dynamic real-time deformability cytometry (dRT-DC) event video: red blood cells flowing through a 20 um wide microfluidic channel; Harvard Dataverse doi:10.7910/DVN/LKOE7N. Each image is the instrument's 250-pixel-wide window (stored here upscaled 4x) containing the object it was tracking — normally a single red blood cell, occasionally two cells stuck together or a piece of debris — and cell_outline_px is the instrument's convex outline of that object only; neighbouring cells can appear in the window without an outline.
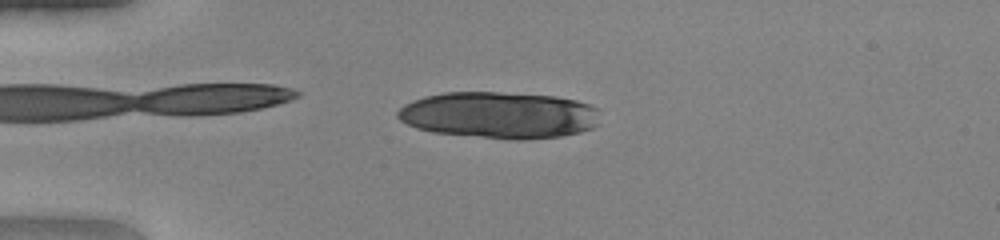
{"species": "human", "species_latin": "Homo sapiens", "temperature_condition": "warm", "stored_images_in_passage": 37, "camera_frame_rate_fps": 3000, "um_per_image_px": 0.085, "donor": {"sex": "female"}, "frame": {"image": 1, "passage_image": 11, "time_ms": 3.333, "image_size_px": [1000, 240], "cell_outline_px": [[596, 124], [592, 128], [580, 132], [560, 136], [524, 140], [504, 140], [432, 132], [416, 128], [400, 120], [396, 116], [396, 112], [404, 104], [428, 96], [444, 92], [496, 92], [556, 96], [576, 100], [588, 104], [596, 108]], "centroid_in_image_um": [42.39, 9.8], "position_along_channel_um": 42.6, "area_um2": 55.03}}
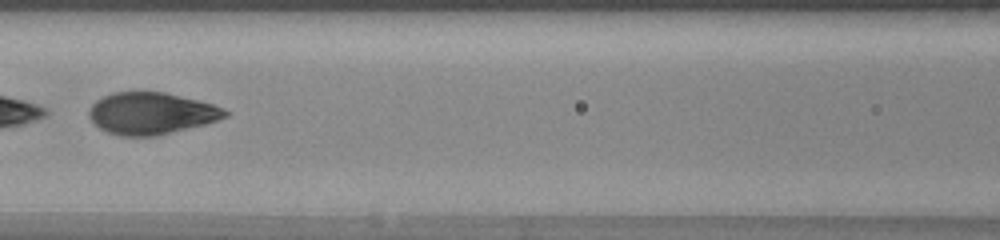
{"frame": {"image": 2, "passage_image": 22, "time_ms": 7.0, "image_size_px": [1000, 240], "cell_outline_px": [[228, 116], [204, 124], [156, 136], [120, 136], [108, 132], [100, 128], [88, 116], [88, 108], [96, 100], [112, 92], [164, 92], [212, 104], [224, 108], [228, 112]], "centroid_in_image_um": [12.82, 9.63], "position_along_channel_um": 153.8, "area_um2": 32.95}}